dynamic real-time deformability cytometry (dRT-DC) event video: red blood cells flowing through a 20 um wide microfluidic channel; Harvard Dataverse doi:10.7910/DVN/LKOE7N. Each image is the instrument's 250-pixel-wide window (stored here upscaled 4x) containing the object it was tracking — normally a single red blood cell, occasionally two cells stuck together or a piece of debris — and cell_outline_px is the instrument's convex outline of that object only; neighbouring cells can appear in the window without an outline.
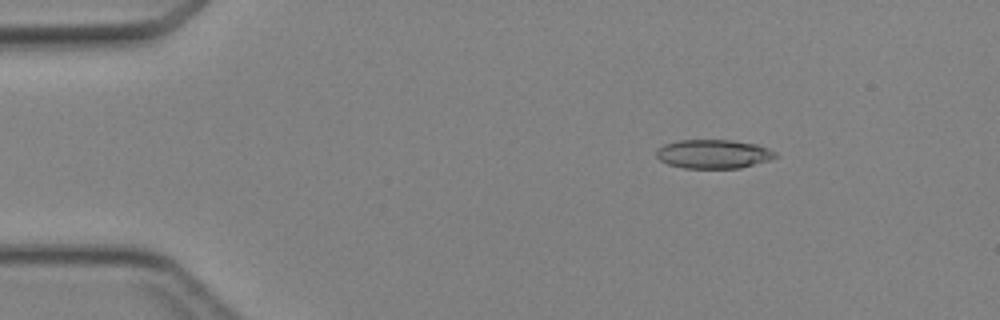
{"species": "Egyptian fruit bat (a non-hibernating species)", "species_latin": "Rousettus aegyptiacus", "temperature_condition": "cold", "stored_images_in_passage": 4, "camera_frame_rate_fps": 3000, "um_per_image_px": 0.085, "animal": {"sex": "female"}, "frame": {"image": 1, "passage_image": 2, "time_ms": 2.0, "image_size_px": [1000, 320], "cell_outline_px": [[776, 156], [768, 160], [740, 168], [684, 168], [668, 164], [660, 160], [656, 156], [656, 148], [664, 144], [680, 140], [732, 140], [756, 144], [768, 148], [776, 152]], "centroid_in_image_um": [60.61, 13.08], "position_along_channel_um": 24.4, "area_um2": 20.0}}
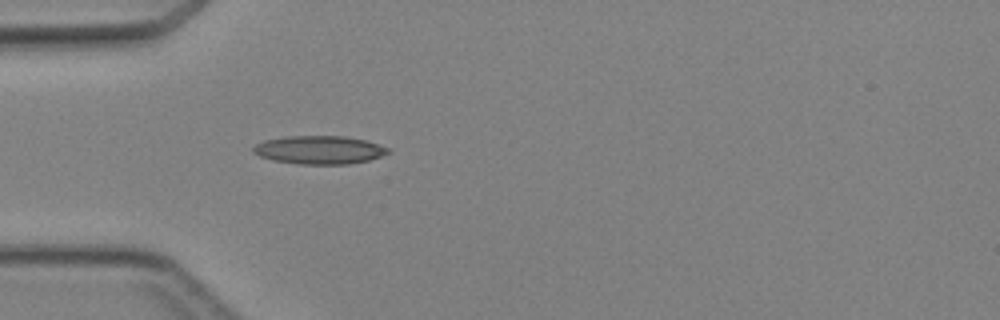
{"frame": {"image": 2, "passage_image": 4, "time_ms": 4.333, "image_size_px": [1000, 320], "cell_outline_px": [[392, 152], [368, 160], [348, 164], [300, 164], [272, 160], [260, 156], [252, 152], [252, 148], [256, 144], [264, 140], [288, 136], [344, 136], [364, 140], [388, 148]], "centroid_in_image_um": [27.11, 12.74], "position_along_channel_um": 57.9, "area_um2": 22.08}}